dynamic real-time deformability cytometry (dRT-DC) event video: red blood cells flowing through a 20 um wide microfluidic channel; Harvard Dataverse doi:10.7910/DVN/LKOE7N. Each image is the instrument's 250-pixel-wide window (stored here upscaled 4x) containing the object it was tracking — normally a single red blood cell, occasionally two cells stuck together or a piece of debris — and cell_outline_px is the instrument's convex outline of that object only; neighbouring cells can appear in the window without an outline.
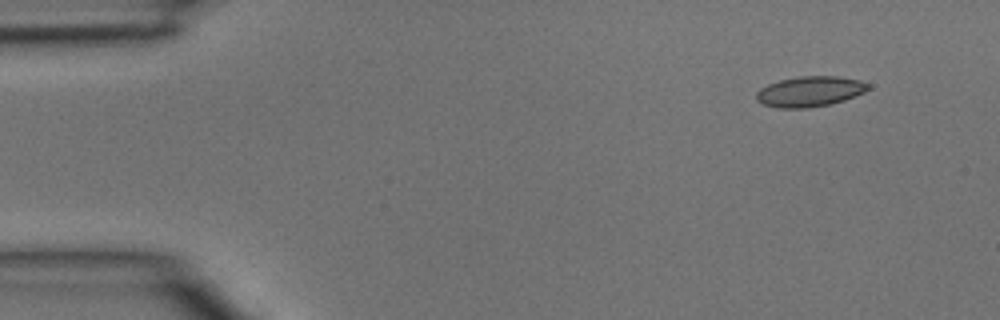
{"species": "common noctule bat (a hibernating species)", "species_latin": "Nyctalus noctula", "temperature_condition": "room temperature", "stored_images_in_passage": 3, "camera_frame_rate_fps": 3000, "um_per_image_px": 0.085, "animal": {"sex": "male", "body_mass_g": 15.6}, "frame": {"image": 1, "passage_image": 1, "time_ms": 0.0, "image_size_px": [1000, 320], "cell_outline_px": [[872, 88], [864, 92], [844, 100], [832, 104], [808, 108], [776, 108], [764, 104], [756, 100], [756, 92], [760, 88], [768, 84], [780, 80], [796, 76], [840, 76], [860, 80], [872, 84]], "centroid_in_image_um": [68.87, 7.77], "position_along_channel_um": 16.1, "area_um2": 20.11}}